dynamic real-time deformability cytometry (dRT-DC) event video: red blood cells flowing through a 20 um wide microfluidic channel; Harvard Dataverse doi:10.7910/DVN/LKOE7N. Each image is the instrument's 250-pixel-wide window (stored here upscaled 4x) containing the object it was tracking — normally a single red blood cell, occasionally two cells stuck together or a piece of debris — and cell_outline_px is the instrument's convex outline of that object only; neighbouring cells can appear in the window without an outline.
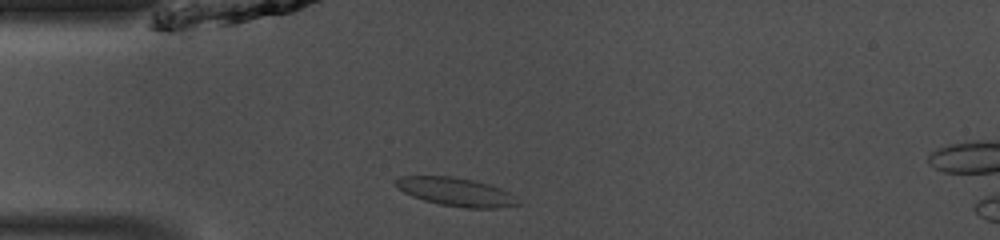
{"species": "common noctule bat (a hibernating species)", "species_latin": "Nyctalus noctula", "temperature_condition": "room temperature", "stored_images_in_passage": 39, "camera_frame_rate_fps": 3000, "um_per_image_px": 0.085, "animal": {"sex": "male", "body_mass_g": 13.0, "forearm_length_mm": 53.1}, "frame": {"image": 1, "passage_image": 3, "time_ms": 0.667, "image_size_px": [1000, 240], "cell_outline_px": [[524, 204], [500, 208], [468, 208], [440, 204], [424, 200], [412, 196], [404, 192], [396, 184], [396, 180], [400, 176], [452, 176], [472, 180], [488, 184], [500, 188], [516, 196]], "centroid_in_image_um": [38.84, 16.32], "position_along_channel_um": 46.2, "area_um2": 20.17}}
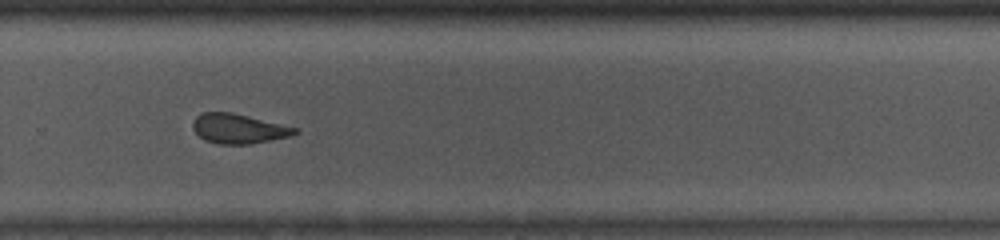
{"frame": {"image": 2, "passage_image": 23, "time_ms": 7.333, "image_size_px": [1000, 240], "cell_outline_px": [[300, 132], [292, 136], [248, 144], [220, 144], [204, 140], [192, 128], [192, 120], [196, 116], [204, 112], [232, 112], [300, 128]], "centroid_in_image_um": [20.31, 10.93], "position_along_channel_um": 309.5, "area_um2": 17.8}}
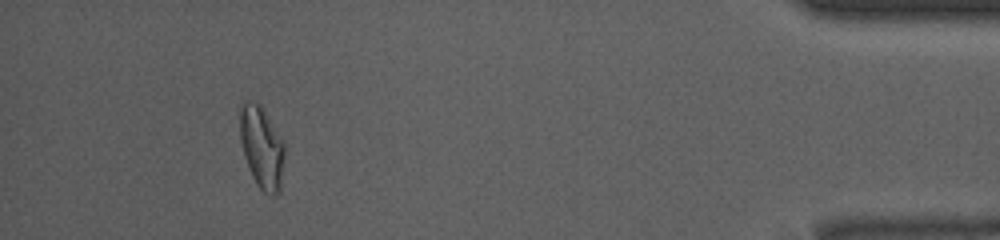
{"frame": {"image": 3, "passage_image": 35, "time_ms": 11.333, "image_size_px": [1000, 240], "cell_outline_px": [[284, 156], [280, 188], [276, 196], [264, 192], [256, 184], [252, 176], [244, 156], [240, 140], [240, 104], [244, 100], [256, 100], [264, 108], [284, 144]], "centroid_in_image_um": [22.22, 12.47], "position_along_channel_um": 413.0, "area_um2": 21.44}, "authors_computed_cell_mechanics": {"area_um2": 19.0162, "velocity_mm_per_s": 4.1164, "shape_relaxation_time_tau1_ms": 7.0481, "shape_relaxation_time_tau2_ms": 2.2781, "deformation_change_tau1": 0.157, "deformation_change_tau2": 0.0837}}